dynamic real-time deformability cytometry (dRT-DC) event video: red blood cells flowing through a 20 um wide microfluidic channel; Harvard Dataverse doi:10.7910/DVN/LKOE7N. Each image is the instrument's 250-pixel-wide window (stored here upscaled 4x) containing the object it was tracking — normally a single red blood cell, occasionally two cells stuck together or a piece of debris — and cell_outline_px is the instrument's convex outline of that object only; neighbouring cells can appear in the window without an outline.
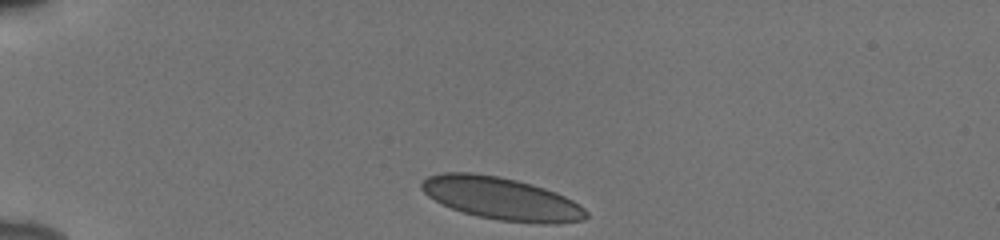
{"species": "human", "species_latin": "Homo sapiens", "temperature_condition": "cold", "stored_images_in_passage": 35, "camera_frame_rate_fps": 3000, "um_per_image_px": 0.085, "donor": {"sex": "male"}, "frame": {"image": 1, "passage_image": 1, "time_ms": 0.0, "image_size_px": [1000, 240], "cell_outline_px": [[588, 216], [584, 220], [556, 224], [540, 224], [500, 220], [476, 216], [452, 208], [428, 196], [420, 188], [420, 184], [428, 176], [444, 172], [472, 172], [500, 176], [532, 184], [556, 192], [572, 200], [584, 208], [588, 212]], "centroid_in_image_um": [42.65, 16.87], "position_along_channel_um": 42.4, "area_um2": 40.81}}
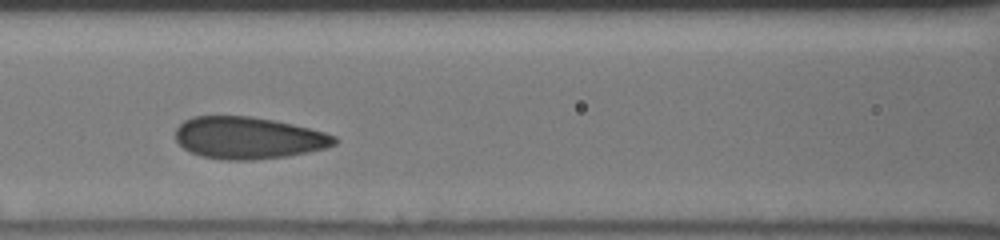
{"frame": {"image": 2, "passage_image": 13, "time_ms": 4.0, "image_size_px": [1000, 240], "cell_outline_px": [[336, 144], [324, 148], [308, 152], [284, 156], [252, 160], [224, 160], [200, 156], [184, 148], [176, 140], [176, 128], [184, 120], [192, 116], [252, 116], [292, 124], [324, 132], [336, 136]], "centroid_in_image_um": [21.08, 11.72], "position_along_channel_um": 145.5, "area_um2": 38.73}}
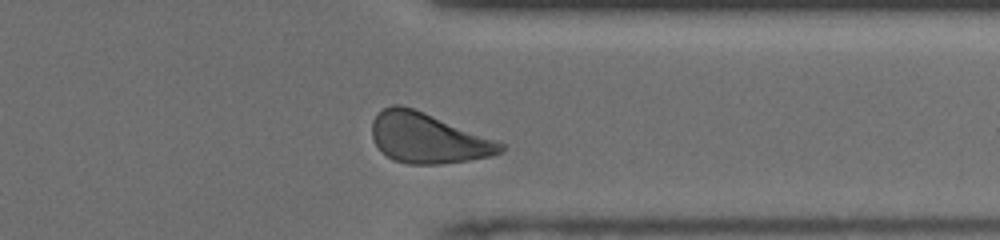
{"frame": {"image": 3, "passage_image": 31, "time_ms": 10.0, "image_size_px": [1000, 240], "cell_outline_px": [[504, 148], [500, 152], [492, 156], [468, 160], [440, 164], [408, 164], [392, 160], [376, 144], [372, 136], [372, 120], [384, 108], [392, 104], [400, 104], [424, 112], [500, 140], [504, 144]], "centroid_in_image_um": [36.41, 11.73], "position_along_channel_um": 375.0, "area_um2": 37.63}, "authors_computed_cell_mechanics": {"area_um2": 38.726, "velocity_mm_per_s": 3.8254, "shape_relaxation_time_tau1_ms": 3.6311, "shape_relaxation_time_tau2_ms": null, "deformation_change_tau1": 0.1052, "deformation_change_tau2": null}}